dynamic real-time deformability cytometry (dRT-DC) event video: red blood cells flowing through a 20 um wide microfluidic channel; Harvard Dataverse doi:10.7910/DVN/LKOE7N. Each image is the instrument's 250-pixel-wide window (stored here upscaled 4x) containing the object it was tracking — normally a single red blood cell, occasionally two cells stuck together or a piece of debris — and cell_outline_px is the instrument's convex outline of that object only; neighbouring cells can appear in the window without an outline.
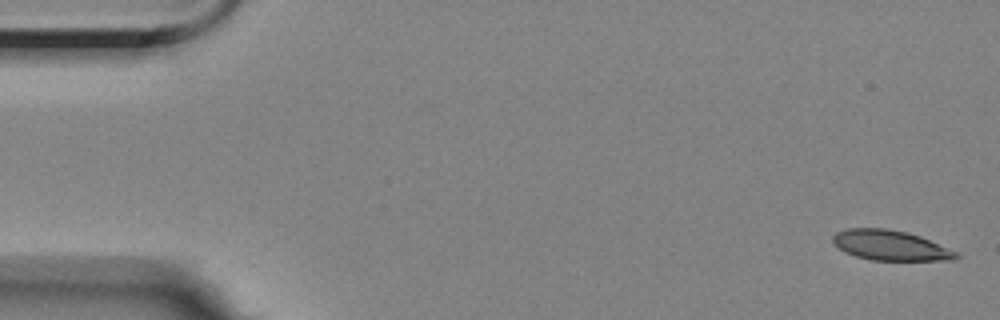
{"species": "Egyptian fruit bat (a non-hibernating species)", "species_latin": "Rousettus aegyptiacus", "temperature_condition": "room temperature", "stored_images_in_passage": 8, "camera_frame_rate_fps": 3000, "um_per_image_px": 0.085, "animal": {"sex": "female"}, "frame": {"image": 1, "passage_image": 1, "time_ms": 0.0, "image_size_px": [1000, 320], "cell_outline_px": [[960, 256], [956, 260], [872, 260], [856, 256], [844, 252], [832, 244], [832, 236], [836, 232], [848, 228], [884, 228], [908, 232], [920, 236], [960, 252]], "centroid_in_image_um": [75.7, 20.85], "position_along_channel_um": 9.3, "area_um2": 21.91}}
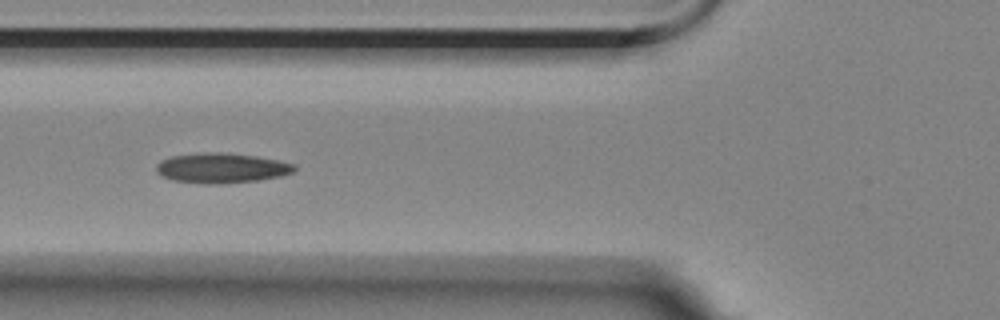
{"frame": {"image": 2, "passage_image": 6, "time_ms": 6.333, "image_size_px": [1000, 320], "cell_outline_px": [[296, 168], [292, 172], [280, 176], [256, 180], [216, 184], [208, 184], [172, 180], [160, 176], [156, 172], [156, 164], [160, 160], [172, 156], [204, 152], [224, 152], [256, 156], [280, 160], [296, 164]], "centroid_in_image_um": [18.8, 14.27], "position_along_channel_um": 107.0, "area_um2": 24.22}}
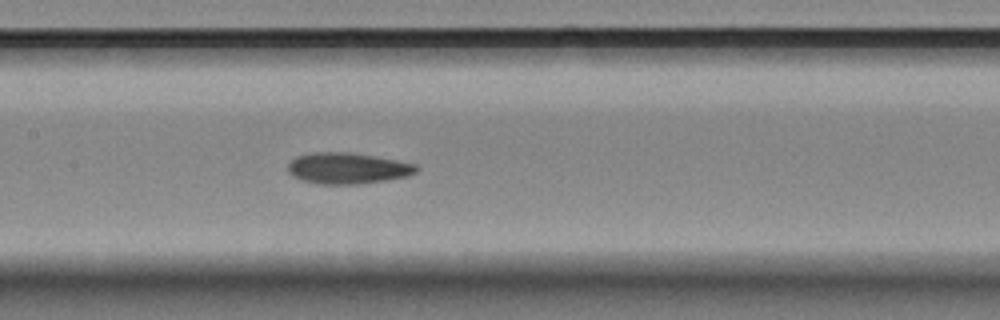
{"frame": {"image": 3, "passage_image": 8, "time_ms": 8.333, "image_size_px": [1000, 320], "cell_outline_px": [[420, 168], [416, 172], [408, 176], [384, 180], [356, 184], [316, 184], [292, 176], [288, 172], [288, 164], [296, 156], [312, 152], [348, 152], [396, 160], [416, 164]], "centroid_in_image_um": [29.53, 14.3], "position_along_channel_um": 177.9, "area_um2": 23.18}}